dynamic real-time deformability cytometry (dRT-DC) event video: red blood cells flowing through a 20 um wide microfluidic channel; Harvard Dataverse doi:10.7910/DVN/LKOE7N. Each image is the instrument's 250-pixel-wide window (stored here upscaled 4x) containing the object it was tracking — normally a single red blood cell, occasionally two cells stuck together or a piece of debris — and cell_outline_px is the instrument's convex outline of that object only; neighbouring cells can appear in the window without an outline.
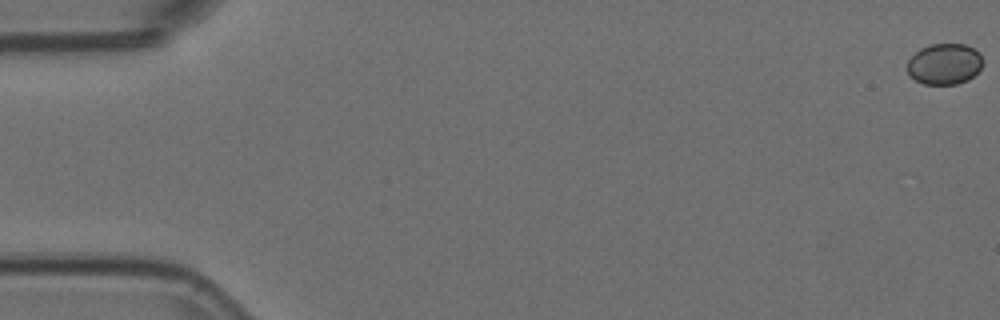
{"species": "Egyptian fruit bat (a non-hibernating species)", "species_latin": "Rousettus aegyptiacus", "temperature_condition": "room temperature", "stored_images_in_passage": 4, "camera_frame_rate_fps": 3000, "um_per_image_px": 0.085, "animal": {"sex": "female"}, "frame": {"image": 1, "passage_image": 1, "time_ms": 0.0, "image_size_px": [1000, 320], "cell_outline_px": [[984, 60], [980, 68], [968, 80], [956, 84], [924, 84], [908, 76], [908, 60], [920, 48], [932, 44], [964, 44], [980, 52]], "centroid_in_image_um": [80.28, 5.44], "position_along_channel_um": 4.7, "area_um2": 18.03}}